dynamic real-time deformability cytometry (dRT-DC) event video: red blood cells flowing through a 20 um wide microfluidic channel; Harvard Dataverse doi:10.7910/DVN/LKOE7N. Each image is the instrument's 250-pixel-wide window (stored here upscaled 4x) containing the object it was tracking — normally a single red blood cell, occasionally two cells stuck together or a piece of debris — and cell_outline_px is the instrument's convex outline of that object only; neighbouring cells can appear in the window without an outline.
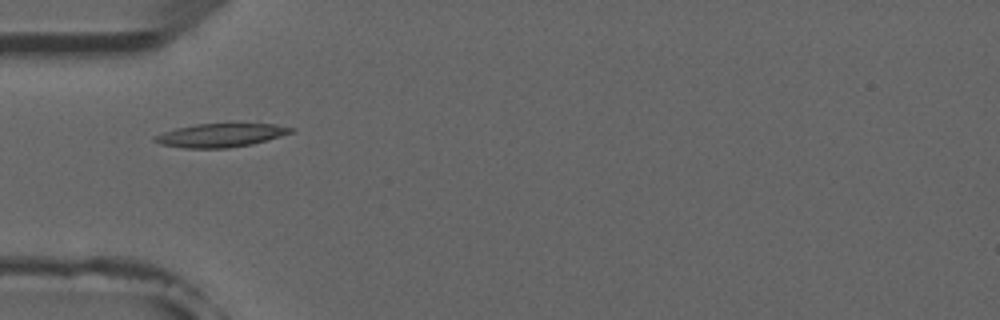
{"species": "common noctule bat (a hibernating species)", "species_latin": "Nyctalus noctula", "temperature_condition": "room temperature", "stored_images_in_passage": 5, "camera_frame_rate_fps": 3000, "um_per_image_px": 0.085, "animal": {"sex": "male", "forearm_length_mm": 52.5}, "frame": {"image": 1, "passage_image": 3, "time_ms": 2.333, "image_size_px": [1000, 320], "cell_outline_px": [[296, 132], [252, 144], [228, 148], [184, 148], [160, 144], [152, 140], [152, 136], [176, 128], [196, 124], [276, 124], [296, 128]], "centroid_in_image_um": [18.78, 11.5], "position_along_channel_um": 66.2, "area_um2": 18.79}}
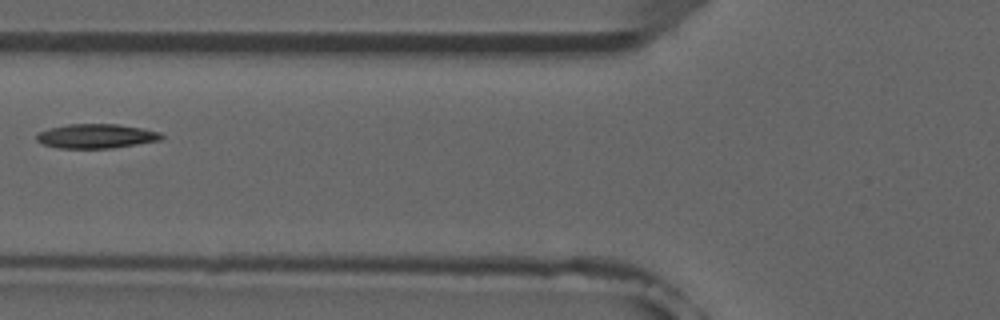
{"frame": {"image": 2, "passage_image": 4, "time_ms": 3.667, "image_size_px": [1000, 320], "cell_outline_px": [[164, 136], [160, 140], [112, 148], [60, 148], [44, 144], [36, 140], [36, 136], [40, 132], [52, 128], [68, 124], [116, 124], [140, 128], [160, 132]], "centroid_in_image_um": [8.19, 11.57], "position_along_channel_um": 117.6, "area_um2": 17.4}}
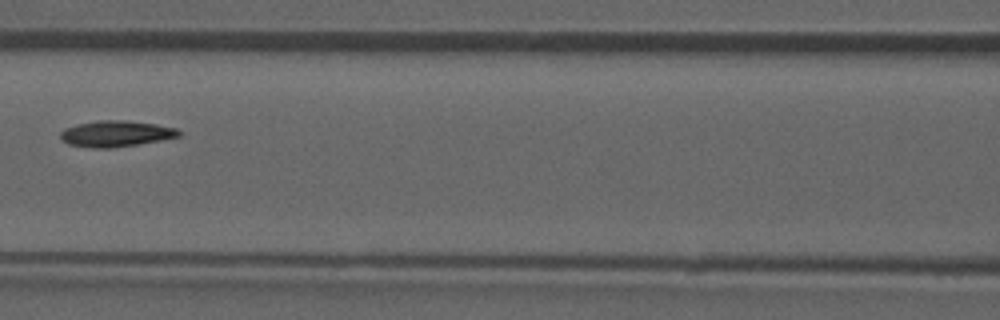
{"frame": {"image": 3, "passage_image": 5, "time_ms": 4.667, "image_size_px": [1000, 320], "cell_outline_px": [[180, 136], [160, 140], [112, 148], [92, 148], [68, 144], [60, 136], [60, 132], [64, 128], [76, 124], [96, 120], [124, 120], [156, 124], [176, 128], [180, 132]], "centroid_in_image_um": [9.82, 11.35], "position_along_channel_um": 156.8, "area_um2": 17.92}}